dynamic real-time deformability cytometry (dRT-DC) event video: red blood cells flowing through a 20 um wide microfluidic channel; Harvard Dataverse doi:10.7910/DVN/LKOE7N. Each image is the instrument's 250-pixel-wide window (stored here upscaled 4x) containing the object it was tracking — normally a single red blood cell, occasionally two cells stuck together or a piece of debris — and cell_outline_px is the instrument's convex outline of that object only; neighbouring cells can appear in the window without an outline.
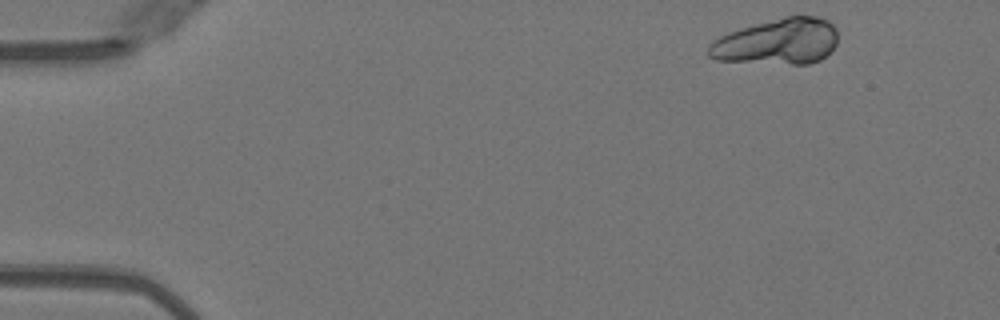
{"species": "Egyptian fruit bat (a non-hibernating species)", "species_latin": "Rousettus aegyptiacus", "temperature_condition": "warm", "stored_images_in_passage": 22, "camera_frame_rate_fps": 3000, "um_per_image_px": 0.085, "animal": {"sex": "female"}, "frame": {"image": 1, "passage_image": 1, "time_ms": 0.0, "image_size_px": [1000, 320], "cell_outline_px": [[836, 44], [820, 60], [808, 64], [792, 64], [716, 60], [708, 56], [708, 44], [720, 36], [728, 32], [740, 28], [788, 16], [816, 16], [828, 20], [836, 28]], "centroid_in_image_um": [66.07, 3.54], "position_along_channel_um": 18.9, "area_um2": 34.33}}